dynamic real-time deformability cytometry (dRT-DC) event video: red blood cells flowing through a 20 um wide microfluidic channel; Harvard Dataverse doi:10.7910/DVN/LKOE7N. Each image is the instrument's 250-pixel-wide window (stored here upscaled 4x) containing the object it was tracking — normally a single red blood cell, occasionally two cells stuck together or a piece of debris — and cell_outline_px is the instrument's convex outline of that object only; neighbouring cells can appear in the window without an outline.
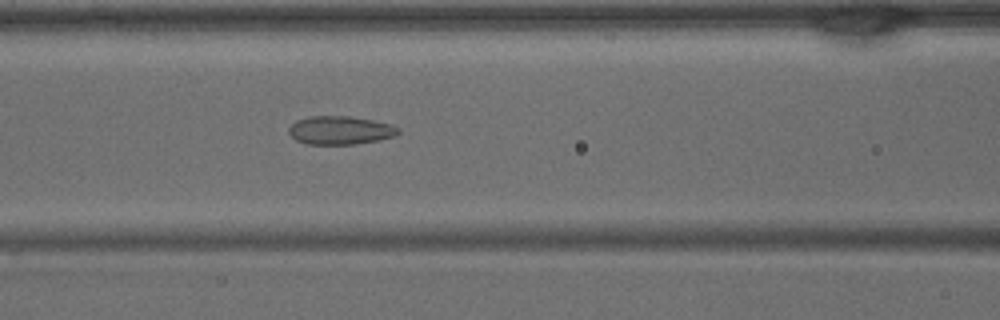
{"species": "common noctule bat (a hibernating species)", "species_latin": "Nyctalus noctula", "temperature_condition": "warm", "stored_images_in_passage": 30, "camera_frame_rate_fps": 3000, "um_per_image_px": 0.085, "animal": {"sex": "male", "body_mass_g": 15.6}, "frame": {"image": 1, "passage_image": 5, "time_ms": 1.333, "image_size_px": [1000, 320], "cell_outline_px": [[400, 132], [392, 136], [380, 140], [352, 144], [308, 144], [296, 140], [288, 132], [288, 128], [296, 120], [308, 116], [348, 116], [372, 120], [392, 124], [400, 128]], "centroid_in_image_um": [28.91, 11.06], "position_along_channel_um": 137.7, "area_um2": 18.09}}
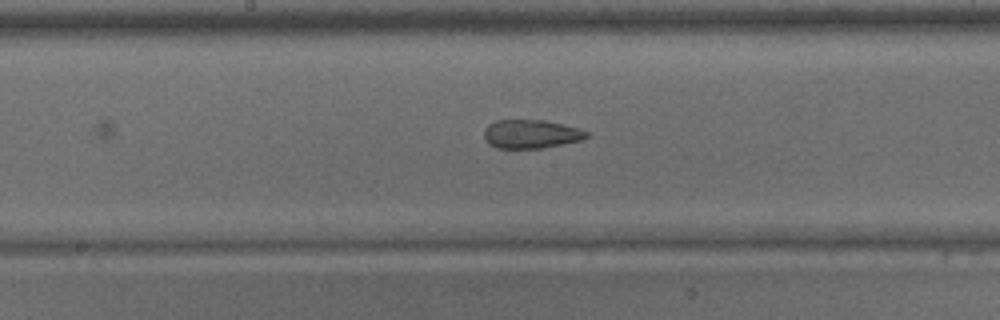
{"frame": {"image": 2, "passage_image": 9, "time_ms": 2.667, "image_size_px": [1000, 320], "cell_outline_px": [[588, 136], [580, 140], [540, 148], [496, 148], [488, 144], [484, 136], [484, 128], [488, 124], [496, 120], [544, 120], [576, 128], [588, 132]], "centroid_in_image_um": [45.06, 11.39], "position_along_channel_um": 203.1, "area_um2": 16.88}}
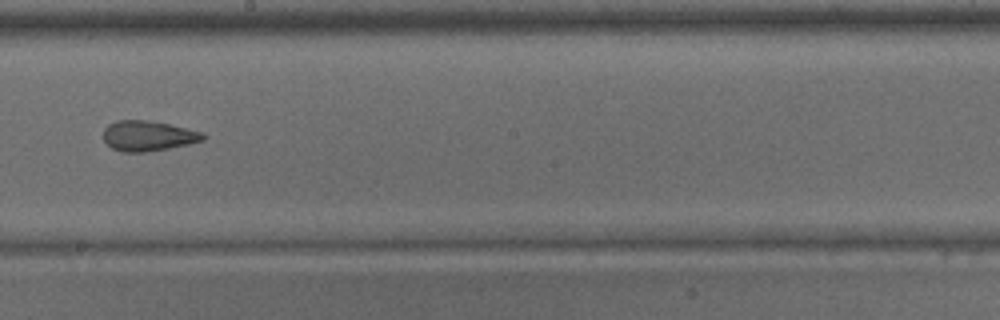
{"frame": {"image": 3, "passage_image": 11, "time_ms": 3.333, "image_size_px": [1000, 320], "cell_outline_px": [[208, 136], [204, 140], [188, 144], [168, 148], [144, 152], [124, 152], [112, 148], [104, 140], [104, 128], [108, 124], [116, 120], [148, 120], [168, 124], [204, 132]], "centroid_in_image_um": [12.6, 11.54], "position_along_channel_um": 235.6, "area_um2": 17.57}}